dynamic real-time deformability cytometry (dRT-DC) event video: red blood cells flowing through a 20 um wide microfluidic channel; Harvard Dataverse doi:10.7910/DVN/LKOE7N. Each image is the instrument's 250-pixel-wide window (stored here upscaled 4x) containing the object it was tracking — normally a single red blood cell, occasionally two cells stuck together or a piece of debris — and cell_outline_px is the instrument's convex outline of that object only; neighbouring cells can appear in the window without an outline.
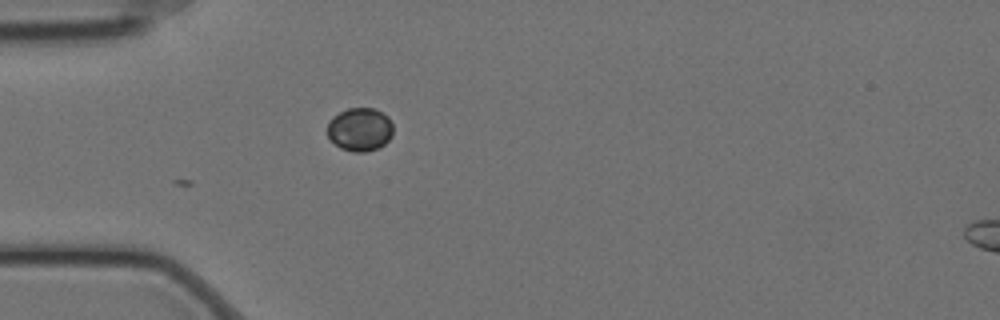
{"species": "Egyptian fruit bat (a non-hibernating species)", "species_latin": "Rousettus aegyptiacus", "temperature_condition": "cold", "stored_images_in_passage": 5, "camera_frame_rate_fps": 3000, "um_per_image_px": 0.085, "animal": {"sex": "female"}, "frame": {"image": 1, "passage_image": 1, "time_ms": 0.0, "image_size_px": [1000, 320], "cell_outline_px": [[392, 136], [384, 144], [376, 148], [364, 152], [352, 152], [340, 148], [328, 136], [328, 120], [332, 116], [348, 108], [372, 108], [388, 116], [392, 124]], "centroid_in_image_um": [30.58, 11.0], "position_along_channel_um": 54.4, "area_um2": 16.53}}
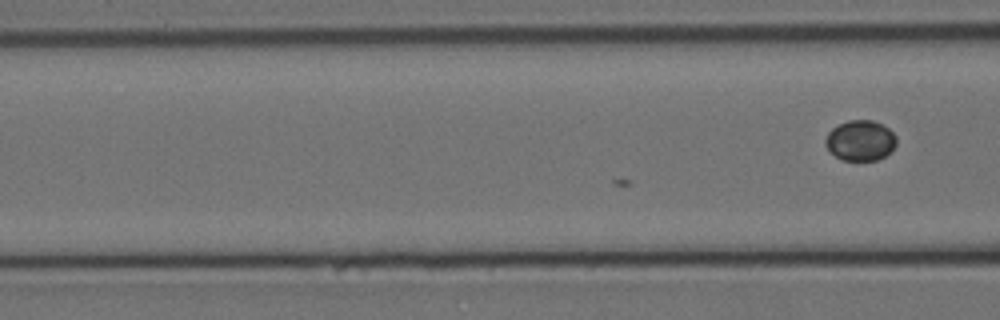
{"frame": {"image": 2, "passage_image": 5, "time_ms": 1.333, "image_size_px": [1000, 320], "cell_outline_px": [[896, 144], [892, 152], [876, 160], [840, 160], [824, 144], [824, 140], [828, 132], [832, 128], [848, 120], [872, 120], [888, 128], [896, 136]], "centroid_in_image_um": [73.13, 11.95], "position_along_channel_um": 93.5, "area_um2": 16.7}}